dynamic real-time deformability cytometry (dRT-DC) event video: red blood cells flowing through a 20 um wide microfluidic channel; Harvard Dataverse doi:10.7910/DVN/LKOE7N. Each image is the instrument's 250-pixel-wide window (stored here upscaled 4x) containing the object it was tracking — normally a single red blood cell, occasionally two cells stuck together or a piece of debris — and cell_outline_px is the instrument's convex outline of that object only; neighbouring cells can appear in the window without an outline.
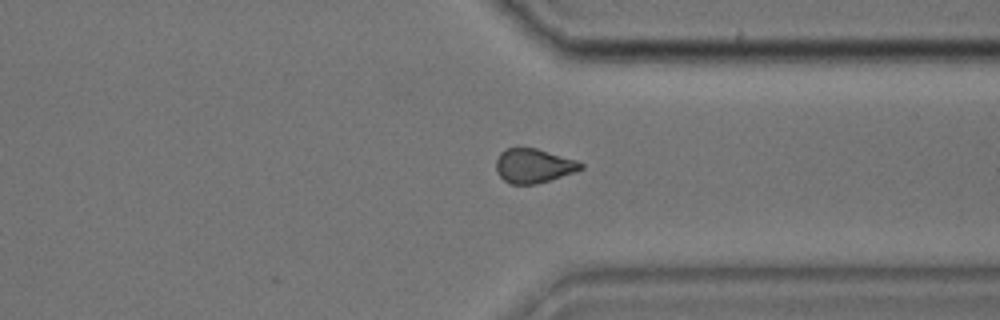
{"species": "common noctule bat (a hibernating species)", "species_latin": "Nyctalus noctula", "temperature_condition": "cold", "stored_images_in_passage": 33, "camera_frame_rate_fps": 3000, "um_per_image_px": 0.085, "animal": {"sex": "male", "body_mass_g": 17.9, "forearm_length_mm": 54.2}, "frame": {"image": 1, "passage_image": 24, "time_ms": 7.667, "image_size_px": [1000, 320], "cell_outline_px": [[584, 168], [536, 184], [508, 184], [496, 172], [496, 160], [500, 152], [504, 148], [536, 148], [576, 160], [584, 164]], "centroid_in_image_um": [45.31, 14.08], "position_along_channel_um": 366.1, "area_um2": 16.76}}